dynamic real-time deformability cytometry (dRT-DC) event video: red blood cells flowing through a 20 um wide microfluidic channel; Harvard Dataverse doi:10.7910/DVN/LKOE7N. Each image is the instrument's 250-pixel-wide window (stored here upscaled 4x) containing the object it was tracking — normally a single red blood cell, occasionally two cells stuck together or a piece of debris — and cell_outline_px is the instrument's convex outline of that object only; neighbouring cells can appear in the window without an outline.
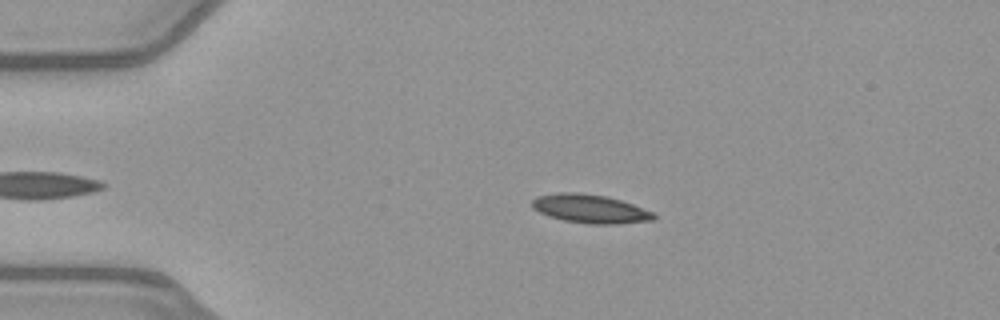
{"species": "common noctule bat (a hibernating species)", "species_latin": "Nyctalus noctula", "temperature_condition": "warm", "stored_images_in_passage": 44, "camera_frame_rate_fps": 3000, "um_per_image_px": 0.085, "animal": {"sex": "female", "body_mass_g": 21.9}, "frame": {"image": 1, "passage_image": 9, "time_ms": 2.667, "image_size_px": [1000, 320], "cell_outline_px": [[656, 216], [652, 220], [616, 224], [588, 224], [564, 220], [548, 216], [532, 208], [532, 200], [536, 196], [560, 192], [580, 192], [608, 196], [632, 204], [652, 212]], "centroid_in_image_um": [50.12, 17.74], "position_along_channel_um": 34.9, "area_um2": 20.29}}
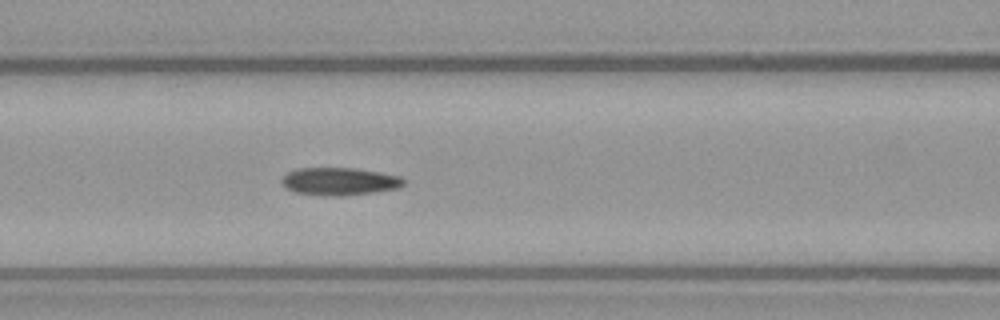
{"frame": {"image": 2, "passage_image": 20, "time_ms": 6.333, "image_size_px": [1000, 320], "cell_outline_px": [[404, 184], [400, 188], [372, 192], [340, 196], [324, 196], [296, 192], [280, 184], [280, 180], [288, 172], [296, 168], [356, 168], [380, 172], [400, 176], [404, 180]], "centroid_in_image_um": [28.84, 15.41], "position_along_channel_um": 137.8, "area_um2": 19.71}}
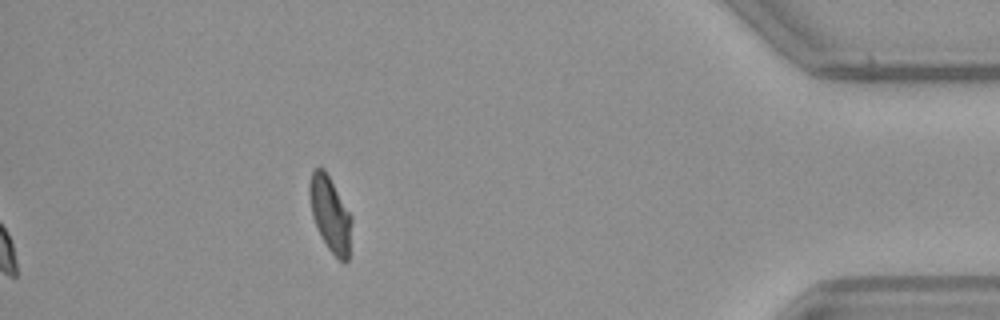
{"frame": {"image": 3, "passage_image": 44, "time_ms": 14.333, "image_size_px": [1000, 320], "cell_outline_px": [[352, 220], [348, 260], [344, 264], [328, 248], [320, 236], [312, 216], [308, 192], [308, 184], [312, 172], [316, 168], [324, 168], [352, 216]], "centroid_in_image_um": [28.06, 18.2], "position_along_channel_um": 407.1, "area_um2": 18.44}, "authors_computed_cell_mechanics": {"area_um2": 19.5364, "velocity_mm_per_s": 4.0128, "shape_relaxation_time_tau1_ms": 3.9322, "shape_relaxation_time_tau2_ms": 1.4112, "deformation_change_tau1": 0.1448, "deformation_change_tau2": 0.0784}}